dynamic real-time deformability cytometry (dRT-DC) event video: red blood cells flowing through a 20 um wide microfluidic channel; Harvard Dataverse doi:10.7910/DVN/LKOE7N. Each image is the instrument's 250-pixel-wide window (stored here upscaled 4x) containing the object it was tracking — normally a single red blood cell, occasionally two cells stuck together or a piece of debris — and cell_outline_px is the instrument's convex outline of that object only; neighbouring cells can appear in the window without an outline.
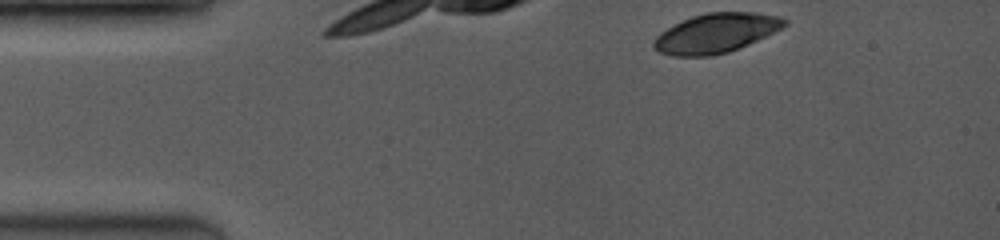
{"species": "common noctule bat (a hibernating species)", "species_latin": "Nyctalus noctula", "temperature_condition": "room temperature", "stored_images_in_passage": 56, "camera_frame_rate_fps": 3500, "um_per_image_px": 0.085, "animal": {"sex": "female", "body_mass_g": 19.0, "forearm_length_mm": 53.3}, "frame": {"image": 1, "passage_image": 1, "time_ms": 0.0, "image_size_px": [1000, 240], "cell_outline_px": [[788, 24], [740, 48], [728, 52], [712, 56], [672, 56], [660, 52], [652, 48], [652, 44], [656, 36], [660, 32], [692, 16], [708, 12], [756, 12], [780, 16], [788, 20]], "centroid_in_image_um": [60.84, 2.82], "position_along_channel_um": 24.2, "area_um2": 29.88}, "authors_computed_cell_mechanics": {"area_um2": 21.386, "velocity_mm_per_s": 3.639, "shape_relaxation_time_tau1_ms": 0.3113, "shape_relaxation_time_tau2_ms": null, "deformation_change_tau1": 0.0566, "deformation_change_tau2": null}}